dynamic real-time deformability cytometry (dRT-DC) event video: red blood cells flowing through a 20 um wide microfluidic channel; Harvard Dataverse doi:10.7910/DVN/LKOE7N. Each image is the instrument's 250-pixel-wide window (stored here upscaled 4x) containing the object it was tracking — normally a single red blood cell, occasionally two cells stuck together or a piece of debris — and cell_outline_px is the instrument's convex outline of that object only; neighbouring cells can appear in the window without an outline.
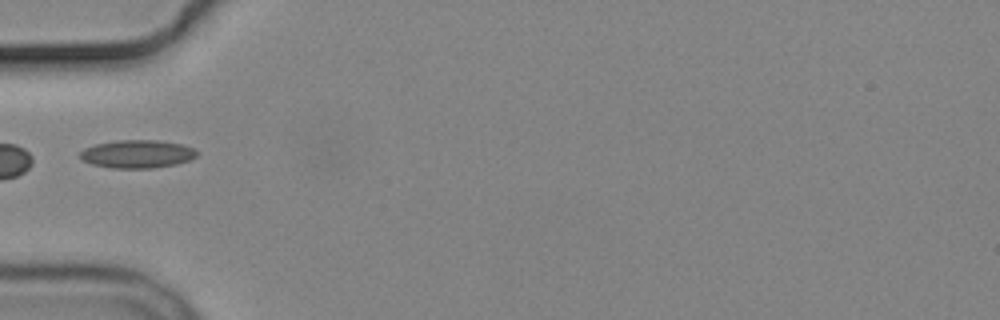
{"species": "common noctule bat (a hibernating species)", "species_latin": "Nyctalus noctula", "temperature_condition": "cold", "stored_images_in_passage": 7, "camera_frame_rate_fps": 3000, "um_per_image_px": 0.085, "animal": {"sex": "male", "body_mass_g": 19.2, "forearm_length_mm": 51.8}, "frame": {"image": 1, "passage_image": 4, "time_ms": 5.0, "image_size_px": [1000, 320], "cell_outline_px": [[200, 152], [196, 156], [188, 160], [176, 164], [152, 168], [112, 168], [92, 164], [80, 160], [80, 152], [84, 148], [96, 144], [116, 140], [160, 140], [184, 144]], "centroid_in_image_um": [11.67, 13.08], "position_along_channel_um": 73.3, "area_um2": 19.25}}
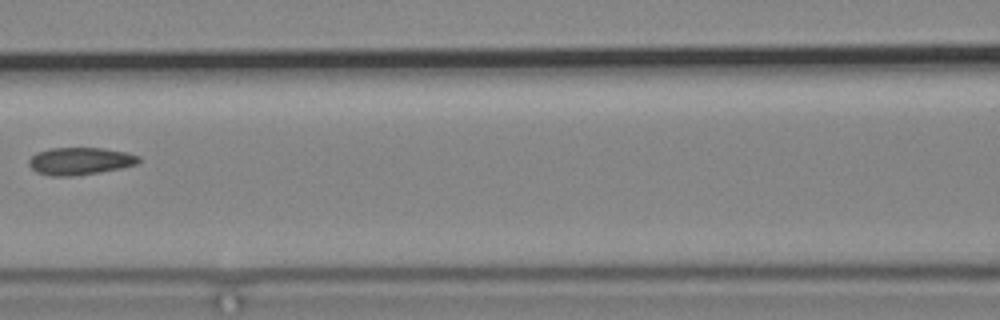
{"frame": {"image": 2, "passage_image": 6, "time_ms": 7.333, "image_size_px": [1000, 320], "cell_outline_px": [[140, 160], [136, 164], [120, 168], [100, 172], [72, 176], [48, 176], [36, 172], [28, 164], [28, 160], [36, 152], [52, 148], [104, 148], [128, 152], [140, 156]], "centroid_in_image_um": [6.79, 13.69], "position_along_channel_um": 159.8, "area_um2": 17.63}}
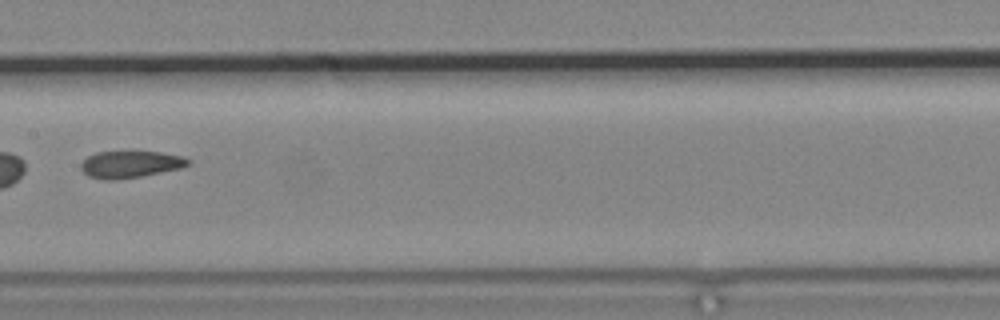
{"frame": {"image": 3, "passage_image": 7, "time_ms": 8.333, "image_size_px": [1000, 320], "cell_outline_px": [[192, 160], [188, 164], [180, 168], [140, 176], [116, 180], [104, 180], [88, 176], [80, 168], [80, 164], [88, 156], [96, 152], [160, 152], [184, 156]], "centroid_in_image_um": [11.07, 13.97], "position_along_channel_um": 196.3, "area_um2": 16.7}}